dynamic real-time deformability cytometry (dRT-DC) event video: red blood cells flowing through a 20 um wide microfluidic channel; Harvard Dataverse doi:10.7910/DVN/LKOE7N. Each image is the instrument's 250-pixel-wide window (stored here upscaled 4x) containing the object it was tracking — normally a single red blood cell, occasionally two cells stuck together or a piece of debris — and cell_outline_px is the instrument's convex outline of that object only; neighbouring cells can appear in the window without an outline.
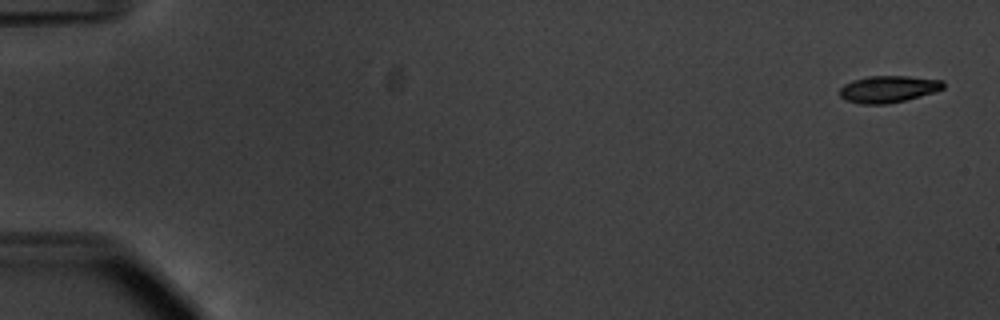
{"species": "common noctule bat (a hibernating species)", "species_latin": "Nyctalus noctula", "temperature_condition": "warm", "stored_images_in_passage": 54, "camera_frame_rate_fps": 3000, "um_per_image_px": 0.085, "animal": {"sex": "male", "body_mass_g": 20.1, "forearm_length_mm": 53.5}, "frame": {"image": 1, "passage_image": 1, "time_ms": 0.0, "image_size_px": [1000, 320], "cell_outline_px": [[944, 88], [936, 92], [888, 104], [860, 104], [844, 100], [840, 96], [840, 88], [844, 84], [852, 80], [868, 76], [908, 76], [944, 80]], "centroid_in_image_um": [75.5, 7.57], "position_along_channel_um": 9.5, "area_um2": 16.36}}
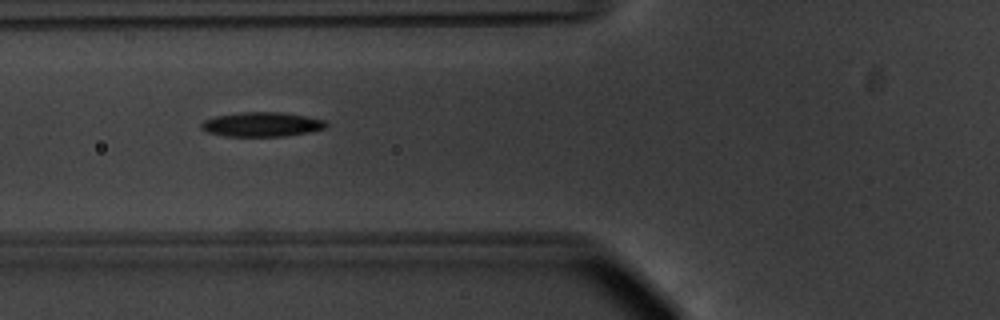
{"frame": {"image": 2, "passage_image": 21, "time_ms": 6.667, "image_size_px": [1000, 320], "cell_outline_px": [[328, 124], [324, 128], [308, 132], [284, 136], [224, 136], [208, 132], [200, 128], [200, 124], [204, 120], [216, 116], [240, 112], [280, 112], [304, 116], [324, 120]], "centroid_in_image_um": [22.21, 10.57], "position_along_channel_um": 103.6, "area_um2": 17.63}}
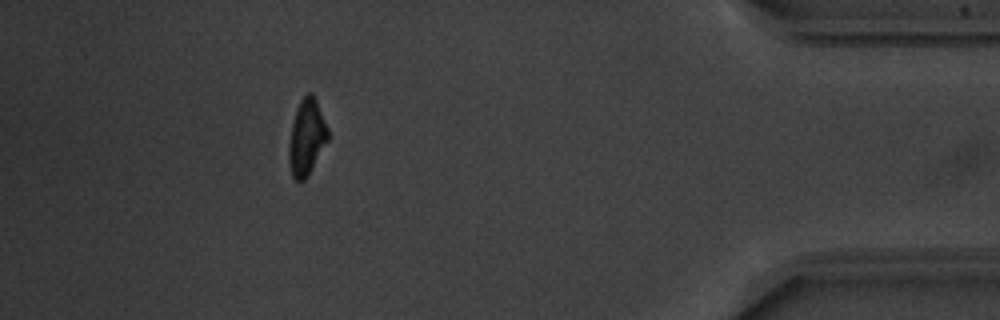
{"frame": {"image": 3, "passage_image": 49, "time_ms": 16.0, "image_size_px": [1000, 320], "cell_outline_px": [[328, 140], [308, 176], [304, 180], [296, 180], [292, 176], [288, 160], [288, 144], [292, 124], [300, 100], [308, 92], [312, 92], [316, 100], [328, 128]], "centroid_in_image_um": [26.06, 11.68], "position_along_channel_um": 409.1, "area_um2": 17.17}, "authors_computed_cell_mechanics": {"area_um2": 17.2533, "velocity_mm_per_s": 3.7633, "shape_relaxation_time_tau1_ms": 2.4074, "shape_relaxation_time_tau2_ms": null, "deformation_change_tau1": 0.1656, "deformation_change_tau2": null}}